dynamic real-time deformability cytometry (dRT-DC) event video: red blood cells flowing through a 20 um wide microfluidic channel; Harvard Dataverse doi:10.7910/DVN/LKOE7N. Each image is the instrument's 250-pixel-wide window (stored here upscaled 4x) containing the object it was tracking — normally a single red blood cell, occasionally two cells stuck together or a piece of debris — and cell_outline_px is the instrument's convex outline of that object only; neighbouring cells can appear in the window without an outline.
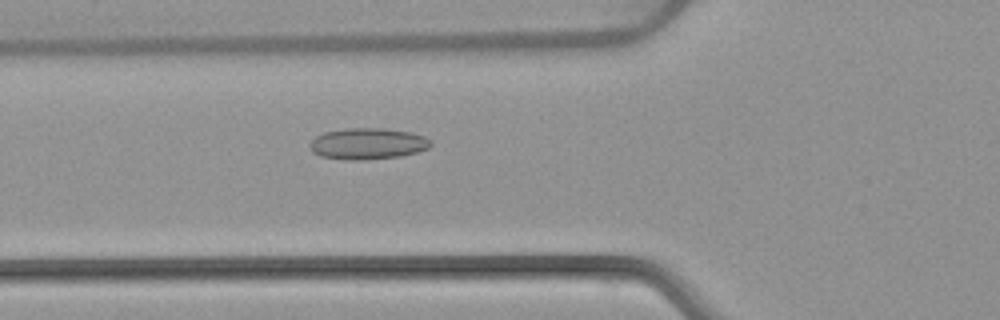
{"species": "common noctule bat (a hibernating species)", "species_latin": "Nyctalus noctula", "temperature_condition": "warm", "stored_images_in_passage": 54, "camera_frame_rate_fps": 3000, "um_per_image_px": 0.085, "animal": {"sex": "female", "body_mass_g": 22.7, "forearm_length_mm": 54.2}, "frame": {"image": 1, "passage_image": 20, "time_ms": 6.333, "image_size_px": [1000, 320], "cell_outline_px": [[432, 144], [428, 148], [416, 152], [400, 156], [368, 160], [348, 160], [320, 156], [312, 152], [308, 144], [316, 136], [324, 132], [344, 128], [384, 128], [412, 132], [424, 136], [432, 140]], "centroid_in_image_um": [31.25, 12.21], "position_along_channel_um": 94.5, "area_um2": 22.31}}
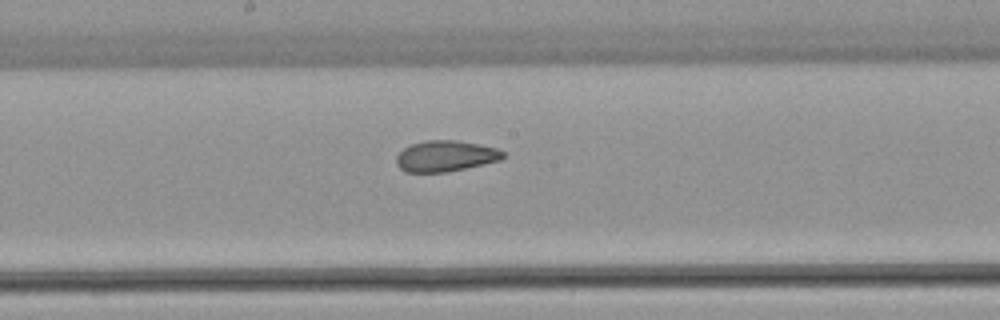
{"frame": {"image": 2, "passage_image": 29, "time_ms": 9.333, "image_size_px": [1000, 320], "cell_outline_px": [[504, 156], [500, 160], [484, 164], [448, 172], [404, 172], [396, 164], [396, 156], [404, 148], [412, 144], [428, 140], [456, 140], [496, 148], [504, 152]], "centroid_in_image_um": [37.85, 13.27], "position_along_channel_um": 210.4, "area_um2": 19.13}}
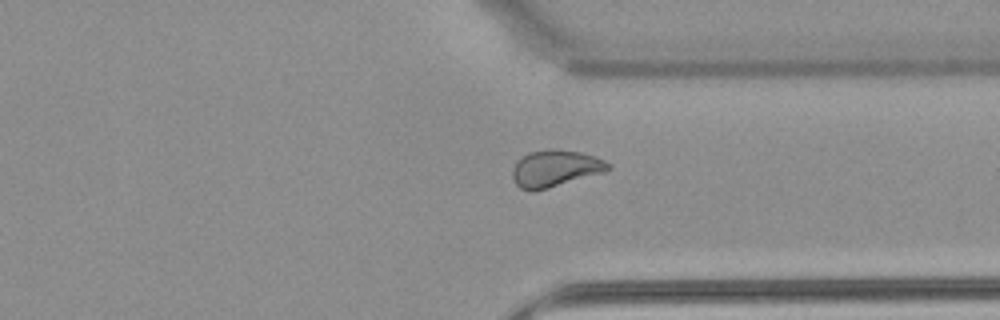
{"frame": {"image": 3, "passage_image": 41, "time_ms": 13.333, "image_size_px": [1000, 320], "cell_outline_px": [[612, 168], [604, 172], [548, 188], [520, 188], [516, 184], [512, 176], [512, 168], [516, 160], [528, 152], [552, 148], [556, 148], [580, 152], [604, 160], [612, 164]], "centroid_in_image_um": [47.2, 14.27], "position_along_channel_um": 364.2, "area_um2": 20.29}, "authors_computed_cell_mechanics": {"area_um2": 21.4438, "velocity_mm_per_s": 3.8445, "shape_relaxation_time_tau1_ms": 8.8041, "shape_relaxation_time_tau2_ms": 1.493, "deformation_change_tau1": 0.1588, "deformation_change_tau2": 0.0655}}